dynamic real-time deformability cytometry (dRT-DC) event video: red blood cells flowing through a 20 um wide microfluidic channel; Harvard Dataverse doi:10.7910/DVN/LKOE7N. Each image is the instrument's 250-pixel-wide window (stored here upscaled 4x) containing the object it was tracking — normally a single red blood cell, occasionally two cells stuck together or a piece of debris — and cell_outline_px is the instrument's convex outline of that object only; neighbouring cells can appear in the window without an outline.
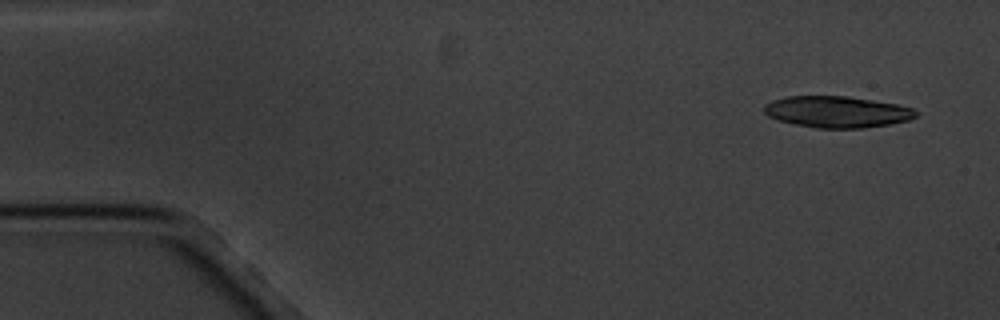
{"species": "common noctule bat (a hibernating species)", "species_latin": "Nyctalus noctula", "temperature_condition": "cold", "stored_images_in_passage": 5, "camera_frame_rate_fps": 3000, "um_per_image_px": 0.085, "animal": {"sex": "male", "body_mass_g": 20.1, "forearm_length_mm": 53.5}, "frame": {"image": 1, "passage_image": 1, "time_ms": 0.0, "image_size_px": [1000, 320], "cell_outline_px": [[916, 116], [908, 120], [888, 124], [860, 128], [816, 128], [776, 120], [768, 116], [764, 112], [764, 104], [772, 100], [788, 96], [848, 96], [896, 104], [912, 108], [916, 112]], "centroid_in_image_um": [71.09, 9.5], "position_along_channel_um": 13.9, "area_um2": 27.63}}